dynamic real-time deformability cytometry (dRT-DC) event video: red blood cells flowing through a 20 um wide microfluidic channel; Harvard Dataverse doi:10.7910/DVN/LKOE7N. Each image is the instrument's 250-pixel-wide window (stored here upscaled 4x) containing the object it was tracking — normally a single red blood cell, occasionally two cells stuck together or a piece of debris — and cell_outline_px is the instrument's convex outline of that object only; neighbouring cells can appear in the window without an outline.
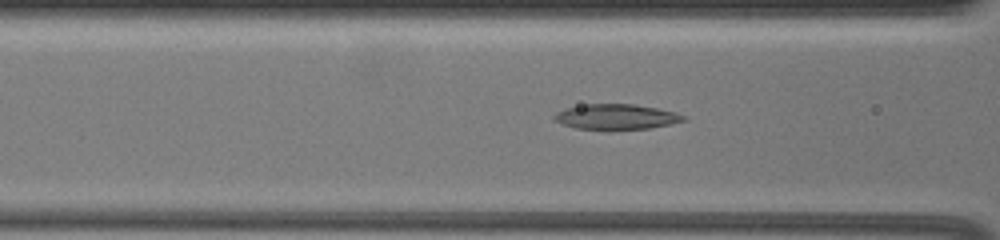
{"species": "common noctule bat (a hibernating species)", "species_latin": "Nyctalus noctula", "temperature_condition": "warm", "stored_images_in_passage": 49, "camera_frame_rate_fps": 3000, "um_per_image_px": 0.085, "animal": {"sex": "female", "body_mass_g": 19.5, "forearm_length_mm": 54.1}, "frame": {"image": 1, "passage_image": 19, "time_ms": 6.0, "image_size_px": [1000, 240], "cell_outline_px": [[688, 120], [672, 124], [648, 128], [612, 132], [604, 132], [576, 128], [560, 124], [552, 120], [552, 116], [556, 112], [564, 108], [580, 104], [636, 104], [676, 112], [684, 116]], "centroid_in_image_um": [52.31, 9.96], "position_along_channel_um": 114.3, "area_um2": 20.11}}
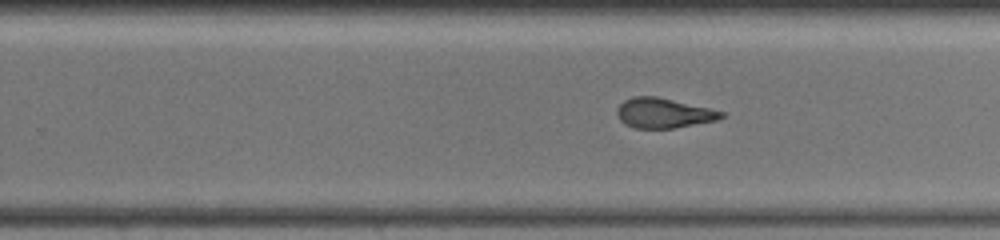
{"frame": {"image": 2, "passage_image": 33, "time_ms": 10.667, "image_size_px": [1000, 240], "cell_outline_px": [[724, 116], [716, 120], [676, 128], [632, 128], [624, 124], [620, 120], [616, 112], [616, 108], [624, 100], [632, 96], [656, 96], [708, 108], [724, 112]], "centroid_in_image_um": [56.35, 9.61], "position_along_channel_um": 273.5, "area_um2": 18.15}}
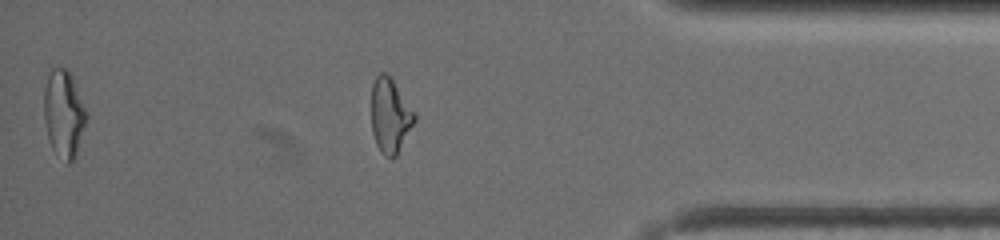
{"frame": {"image": 3, "passage_image": 46, "time_ms": 15.0, "image_size_px": [1000, 240], "cell_outline_px": [[416, 120], [396, 156], [384, 156], [380, 152], [376, 144], [372, 132], [372, 84], [376, 76], [380, 72], [384, 72], [392, 76], [416, 112]], "centroid_in_image_um": [33.18, 9.77], "position_along_channel_um": 402.0, "area_um2": 19.07}}